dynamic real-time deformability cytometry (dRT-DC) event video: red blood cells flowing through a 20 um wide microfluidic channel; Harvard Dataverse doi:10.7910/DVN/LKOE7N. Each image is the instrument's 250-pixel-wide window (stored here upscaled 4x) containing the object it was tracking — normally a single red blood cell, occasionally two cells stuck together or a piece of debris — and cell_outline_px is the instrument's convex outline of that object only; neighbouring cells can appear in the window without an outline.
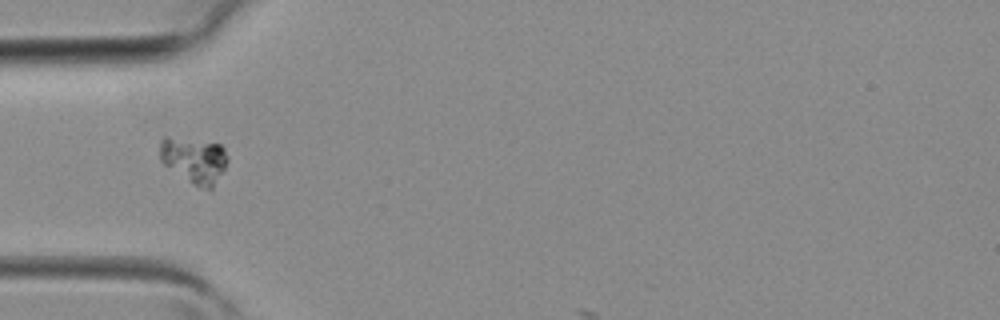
{"species": "common noctule bat (a hibernating species)", "species_latin": "Nyctalus noctula", "temperature_condition": "room temperature", "stored_images_in_passage": 5, "camera_frame_rate_fps": 3000, "um_per_image_px": 0.085, "animal": {"sex": "female", "body_mass_g": 19.3, "forearm_length_mm": 54.1}, "frame": {"image": 1, "passage_image": 4, "time_ms": 1.0, "image_size_px": [1000, 320], "cell_outline_px": [[228, 160], [224, 168], [212, 188], [200, 188], [192, 184], [164, 164], [160, 160], [160, 140], [164, 136], [168, 136], [220, 144], [224, 148], [228, 156]], "centroid_in_image_um": [16.49, 13.59], "position_along_channel_um": 68.5, "area_um2": 17.98}}